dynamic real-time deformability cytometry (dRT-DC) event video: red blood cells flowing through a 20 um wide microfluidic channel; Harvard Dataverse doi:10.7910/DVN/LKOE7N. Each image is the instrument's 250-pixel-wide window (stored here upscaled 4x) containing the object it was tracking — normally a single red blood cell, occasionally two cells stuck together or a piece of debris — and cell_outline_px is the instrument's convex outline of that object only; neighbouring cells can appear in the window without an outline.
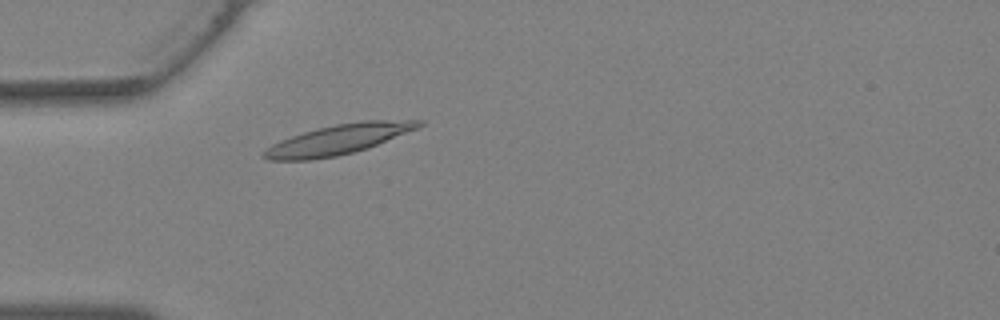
{"species": "Egyptian fruit bat (a non-hibernating species)", "species_latin": "Rousettus aegyptiacus", "temperature_condition": "warm", "stored_images_in_passage": 30, "camera_frame_rate_fps": 3000, "um_per_image_px": 0.085, "animal": {"sex": "female"}, "frame": {"image": 1, "passage_image": 3, "time_ms": 0.667, "image_size_px": [1000, 320], "cell_outline_px": [[424, 124], [420, 128], [368, 148], [336, 156], [312, 160], [268, 160], [260, 156], [272, 144], [280, 140], [316, 128], [336, 124], [360, 120], [424, 120]], "centroid_in_image_um": [28.81, 11.84], "position_along_channel_um": 56.2, "area_um2": 27.11}}
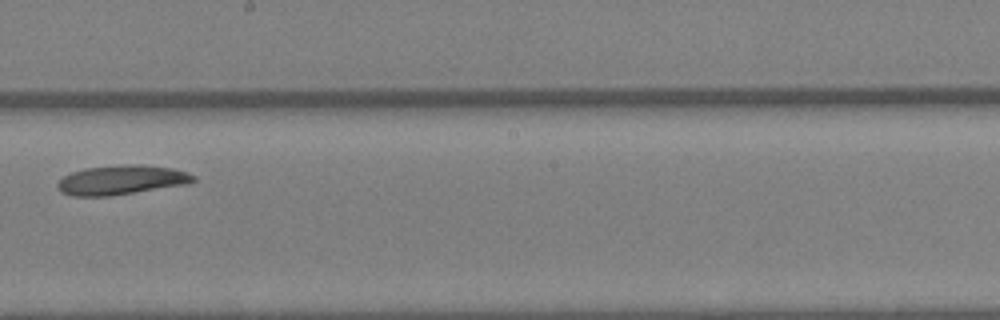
{"frame": {"image": 2, "passage_image": 14, "time_ms": 4.333, "image_size_px": [1000, 320], "cell_outline_px": [[196, 180], [188, 184], [108, 196], [72, 196], [60, 192], [56, 188], [56, 184], [64, 176], [72, 172], [84, 168], [124, 164], [140, 164], [172, 168], [196, 176]], "centroid_in_image_um": [10.29, 15.29], "position_along_channel_um": 237.9, "area_um2": 23.29}}
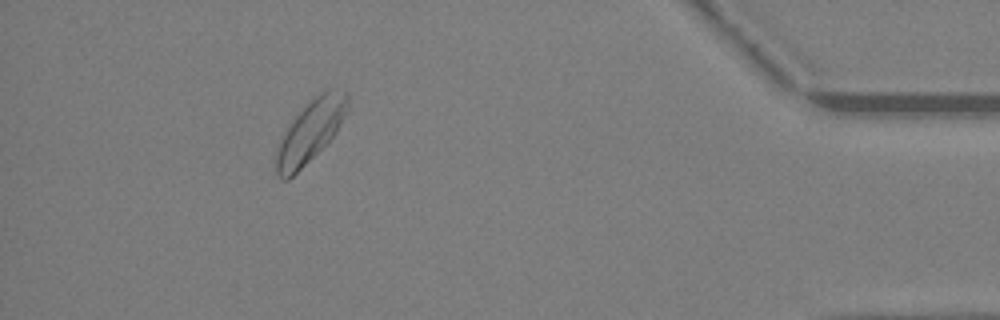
{"frame": {"image": 3, "passage_image": 27, "time_ms": 8.667, "image_size_px": [1000, 320], "cell_outline_px": [[348, 112], [336, 132], [288, 180], [280, 180], [276, 176], [276, 148], [284, 128], [320, 92], [328, 88], [336, 88], [348, 92]], "centroid_in_image_um": [26.37, 11.13], "position_along_channel_um": 408.8, "area_um2": 25.55}}